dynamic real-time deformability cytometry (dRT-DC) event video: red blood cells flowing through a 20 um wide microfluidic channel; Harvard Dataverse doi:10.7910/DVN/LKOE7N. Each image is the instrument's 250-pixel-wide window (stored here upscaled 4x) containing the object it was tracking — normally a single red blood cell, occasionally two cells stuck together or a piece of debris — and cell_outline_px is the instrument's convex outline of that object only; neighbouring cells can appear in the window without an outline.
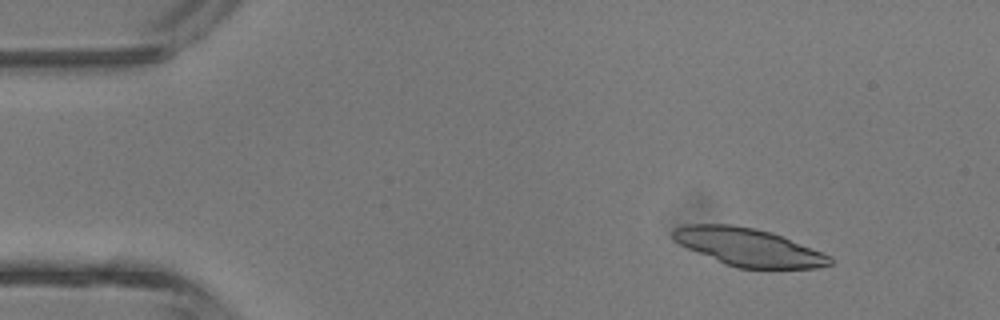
{"species": "common noctule bat (a hibernating species)", "species_latin": "Nyctalus noctula", "temperature_condition": "room temperature", "stored_images_in_passage": 4, "camera_frame_rate_fps": 3000, "um_per_image_px": 0.085, "animal": {"sex": "male", "body_mass_g": 13.3}, "frame": {"image": 1, "passage_image": 2, "time_ms": 1.0, "image_size_px": [1000, 320], "cell_outline_px": [[832, 264], [816, 268], [736, 268], [724, 264], [688, 248], [672, 240], [672, 228], [688, 224], [728, 224], [756, 228], [772, 232], [832, 256]], "centroid_in_image_um": [63.6, 21.0], "position_along_channel_um": 21.4, "area_um2": 34.56}}